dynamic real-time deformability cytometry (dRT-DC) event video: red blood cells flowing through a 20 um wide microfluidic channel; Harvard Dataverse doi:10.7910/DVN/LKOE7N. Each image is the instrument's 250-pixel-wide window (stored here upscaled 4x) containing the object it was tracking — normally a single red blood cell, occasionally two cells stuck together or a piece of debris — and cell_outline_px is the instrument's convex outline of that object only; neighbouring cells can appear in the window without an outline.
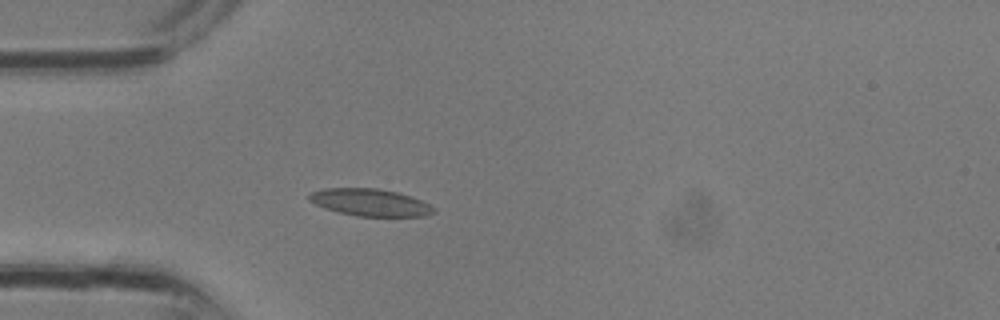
{"species": "common noctule bat (a hibernating species)", "species_latin": "Nyctalus noctula", "temperature_condition": "room temperature", "stored_images_in_passage": 24, "camera_frame_rate_fps": 3000, "um_per_image_px": 0.085, "animal": {"sex": "male", "body_mass_g": 13.3}, "frame": {"image": 1, "passage_image": 1, "time_ms": 0.0, "image_size_px": [1000, 320], "cell_outline_px": [[436, 212], [424, 216], [356, 216], [324, 208], [308, 200], [308, 196], [312, 192], [324, 188], [376, 188], [396, 192], [412, 196], [436, 208]], "centroid_in_image_um": [31.47, 17.2], "position_along_channel_um": 53.5, "area_um2": 19.65}}
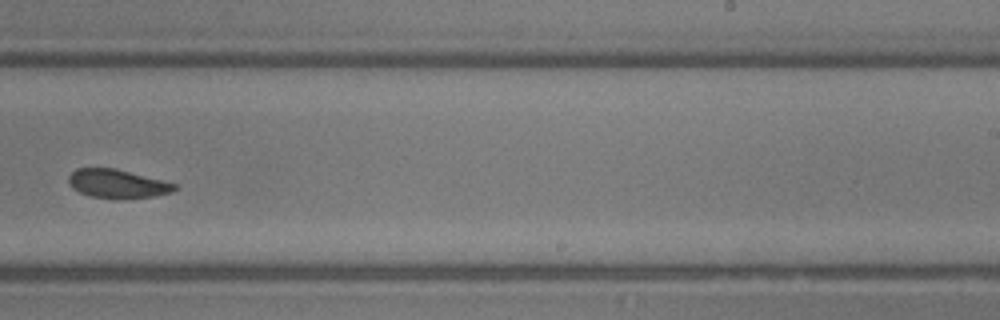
{"frame": {"image": 2, "passage_image": 12, "time_ms": 3.667, "image_size_px": [1000, 320], "cell_outline_px": [[176, 188], [172, 192], [152, 196], [116, 200], [88, 196], [72, 188], [68, 180], [68, 176], [76, 168], [116, 168], [176, 184]], "centroid_in_image_um": [9.93, 15.63], "position_along_channel_um": 279.1, "area_um2": 17.8}}
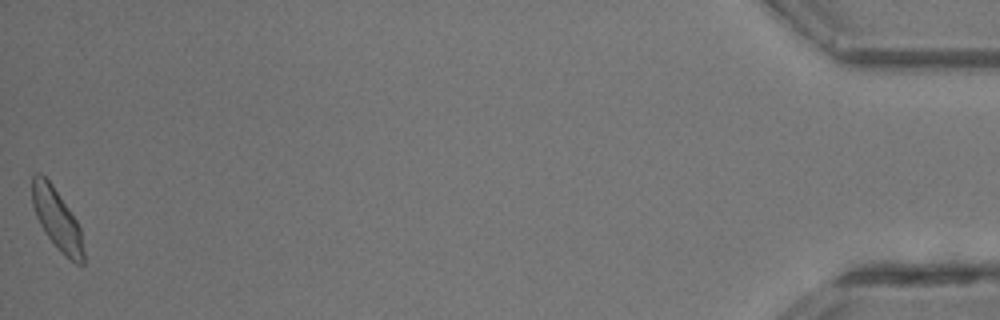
{"frame": {"image": 3, "passage_image": 24, "time_ms": 7.667, "image_size_px": [1000, 320], "cell_outline_px": [[84, 264], [76, 264], [64, 256], [44, 232], [36, 216], [32, 204], [32, 176], [36, 172], [40, 172], [52, 184], [76, 220], [80, 228], [84, 252]], "centroid_in_image_um": [4.83, 18.64], "position_along_channel_um": 430.4, "area_um2": 18.21}}